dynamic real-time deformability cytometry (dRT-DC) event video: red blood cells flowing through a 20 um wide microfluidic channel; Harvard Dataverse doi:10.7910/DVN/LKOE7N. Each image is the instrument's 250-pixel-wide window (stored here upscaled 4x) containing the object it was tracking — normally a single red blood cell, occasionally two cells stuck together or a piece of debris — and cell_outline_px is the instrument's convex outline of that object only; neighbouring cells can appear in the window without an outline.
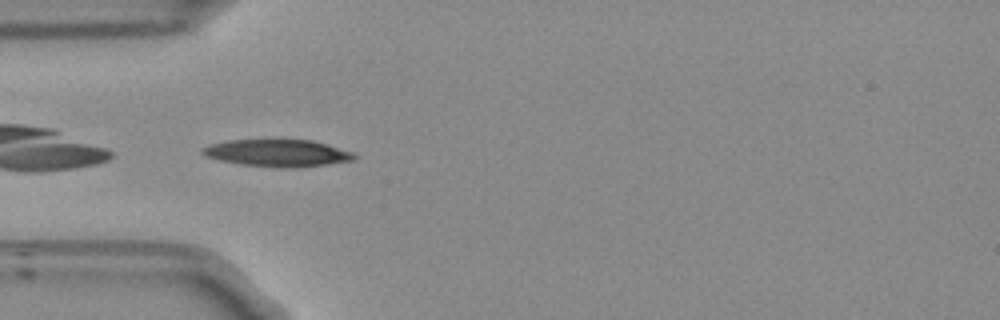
{"species": "Egyptian fruit bat (a non-hibernating species)", "species_latin": "Rousettus aegyptiacus", "temperature_condition": "room temperature", "stored_images_in_passage": 39, "camera_frame_rate_fps": 3000, "um_per_image_px": 0.085, "frame": {"image": 1, "passage_image": 1, "time_ms": 0.0, "image_size_px": [1000, 320], "cell_outline_px": [[356, 160], [328, 164], [296, 168], [280, 168], [244, 164], [220, 160], [204, 156], [200, 152], [204, 148], [212, 144], [228, 140], [312, 140], [328, 144], [352, 152], [356, 156]], "centroid_in_image_um": [23.63, 13.01], "position_along_channel_um": 61.4, "area_um2": 23.87}}
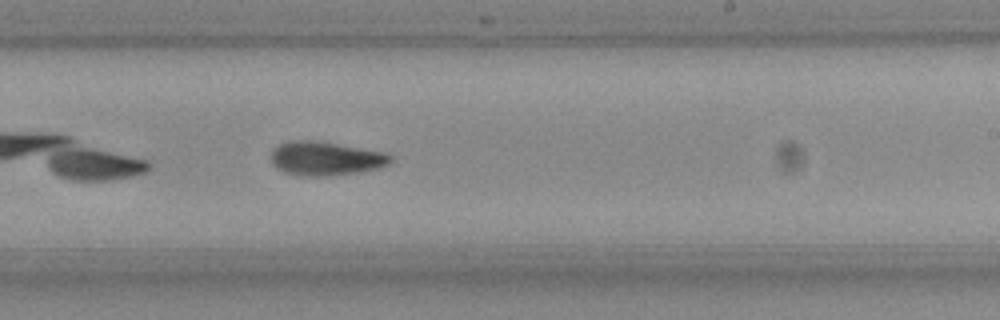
{"frame": {"image": 2, "passage_image": 17, "time_ms": 5.333, "image_size_px": [1000, 320], "cell_outline_px": [[392, 160], [388, 164], [376, 168], [360, 172], [328, 176], [300, 176], [284, 172], [272, 164], [272, 148], [276, 144], [288, 140], [316, 140], [384, 152], [392, 156]], "centroid_in_image_um": [27.63, 13.46], "position_along_channel_um": 261.4, "area_um2": 23.76}}
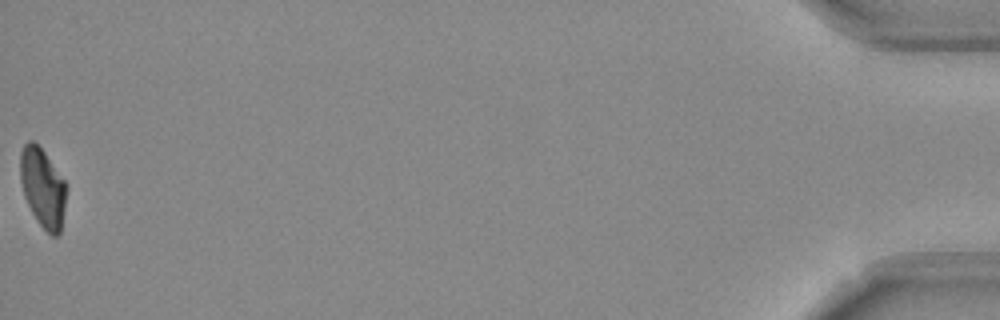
{"frame": {"image": 3, "passage_image": 39, "time_ms": 12.667, "image_size_px": [1000, 320], "cell_outline_px": [[68, 188], [60, 232], [56, 236], [52, 236], [40, 224], [32, 212], [24, 196], [20, 180], [20, 152], [24, 144], [28, 140], [32, 140], [44, 152], [64, 180]], "centroid_in_image_um": [3.63, 15.94], "position_along_channel_um": 431.6, "area_um2": 21.1}, "authors_computed_cell_mechanics": {"area_um2": 22.8888, "velocity_mm_per_s": 3.7578, "shape_relaxation_time_tau1_ms": 7.2242, "shape_relaxation_time_tau2_ms": null, "deformation_change_tau1": 0.1934, "deformation_change_tau2": null}}